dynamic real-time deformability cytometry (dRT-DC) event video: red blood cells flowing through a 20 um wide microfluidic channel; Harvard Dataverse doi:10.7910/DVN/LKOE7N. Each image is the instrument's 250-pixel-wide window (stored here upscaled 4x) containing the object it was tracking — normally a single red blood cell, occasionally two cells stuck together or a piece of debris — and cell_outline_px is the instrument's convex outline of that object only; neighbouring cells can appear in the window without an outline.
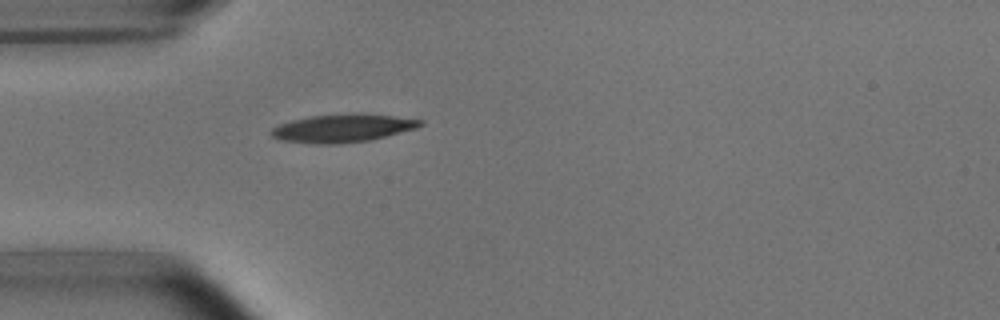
{"species": "common noctule bat (a hibernating species)", "species_latin": "Nyctalus noctula", "temperature_condition": "room temperature", "stored_images_in_passage": 38, "camera_frame_rate_fps": 3000, "um_per_image_px": 0.085, "animal": {"sex": "male", "body_mass_g": 15.6}, "frame": {"image": 1, "passage_image": 1, "time_ms": 0.0, "image_size_px": [1000, 320], "cell_outline_px": [[424, 124], [416, 128], [372, 140], [340, 144], [316, 144], [280, 140], [272, 136], [268, 132], [272, 128], [280, 124], [292, 120], [312, 116], [356, 112], [360, 112], [424, 120]], "centroid_in_image_um": [29.13, 10.89], "position_along_channel_um": 55.9, "area_um2": 24.68}}
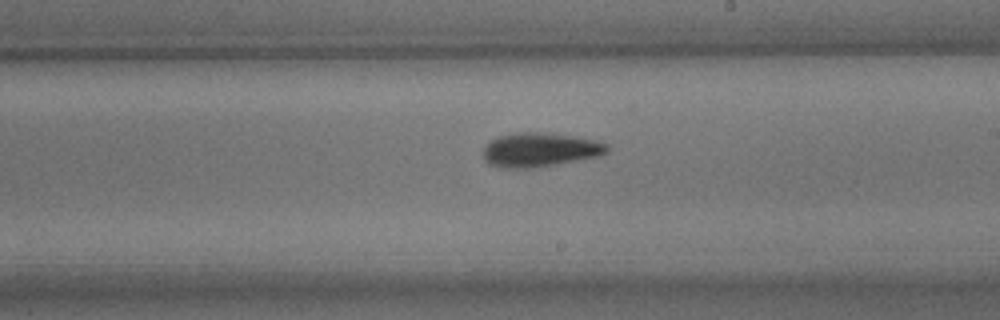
{"frame": {"image": 2, "passage_image": 16, "time_ms": 5.0, "image_size_px": [1000, 320], "cell_outline_px": [[608, 152], [600, 156], [556, 164], [532, 168], [504, 168], [488, 164], [484, 160], [484, 148], [492, 140], [500, 136], [520, 132], [540, 132], [572, 136], [596, 140], [608, 144]], "centroid_in_image_um": [45.91, 12.74], "position_along_channel_um": 243.1, "area_um2": 24.45}}
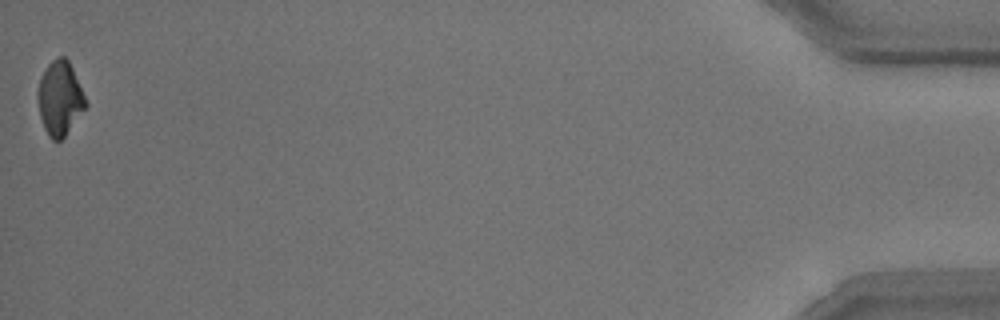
{"frame": {"image": 3, "passage_image": 38, "time_ms": 12.333, "image_size_px": [1000, 320], "cell_outline_px": [[88, 104], [64, 136], [60, 140], [52, 140], [48, 136], [44, 128], [40, 116], [36, 96], [36, 92], [40, 80], [48, 64], [52, 60], [60, 56], [64, 56], [68, 60], [72, 68]], "centroid_in_image_um": [5.06, 8.35], "position_along_channel_um": 430.1, "area_um2": 20.4}, "authors_computed_cell_mechanics": {"area_um2": 22.7443, "velocity_mm_per_s": 3.8182, "shape_relaxation_time_tau1_ms": 2.6893, "shape_relaxation_time_tau2_ms": 4.5876, "deformation_change_tau1": 0.1482, "deformation_change_tau2": 0.1362}}